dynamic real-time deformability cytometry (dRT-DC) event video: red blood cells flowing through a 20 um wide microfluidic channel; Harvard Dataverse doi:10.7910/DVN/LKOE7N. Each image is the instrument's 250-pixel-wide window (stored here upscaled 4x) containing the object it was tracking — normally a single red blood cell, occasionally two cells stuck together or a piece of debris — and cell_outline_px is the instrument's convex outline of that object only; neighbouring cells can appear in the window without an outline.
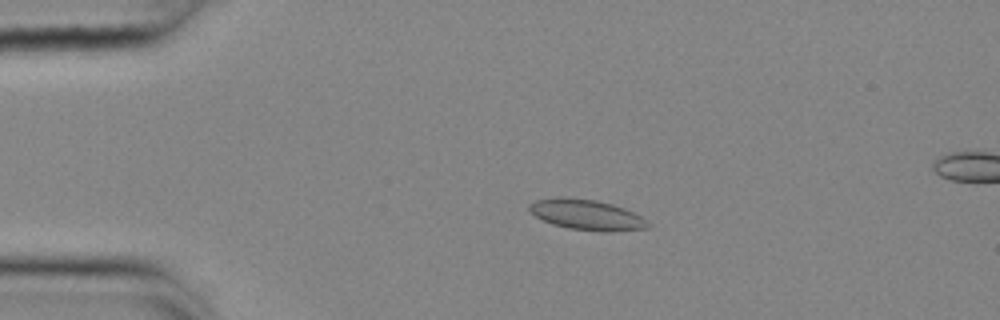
{"species": "common noctule bat (a hibernating species)", "species_latin": "Nyctalus noctula", "temperature_condition": "cold", "stored_images_in_passage": 52, "camera_frame_rate_fps": 3000, "um_per_image_px": 0.085, "animal": {"sex": "female", "body_mass_g": 25.1}, "frame": {"image": 1, "passage_image": 8, "time_ms": 2.333, "image_size_px": [1000, 320], "cell_outline_px": [[652, 224], [648, 228], [612, 232], [600, 232], [568, 228], [552, 224], [536, 216], [528, 208], [528, 204], [536, 200], [560, 196], [564, 196], [596, 200], [612, 204], [624, 208], [640, 216]], "centroid_in_image_um": [49.88, 18.25], "position_along_channel_um": 35.1, "area_um2": 21.21}}
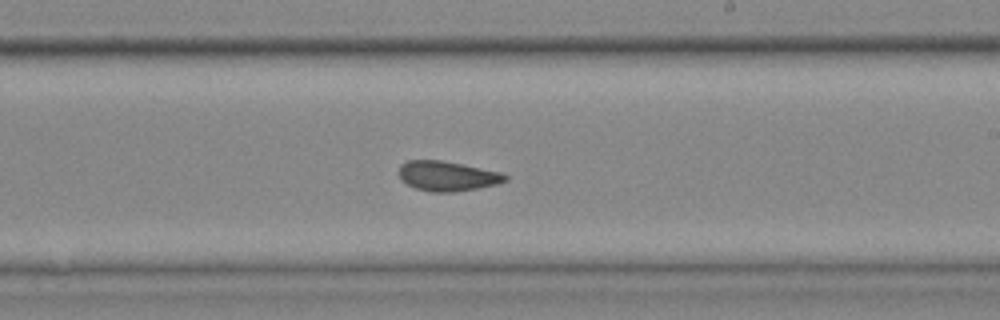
{"frame": {"image": 2, "passage_image": 29, "time_ms": 9.333, "image_size_px": [1000, 320], "cell_outline_px": [[508, 180], [496, 184], [476, 188], [452, 192], [432, 192], [416, 188], [400, 180], [400, 164], [408, 160], [440, 160], [500, 172], [508, 176]], "centroid_in_image_um": [38.0, 14.96], "position_along_channel_um": 251.0, "area_um2": 18.21}}
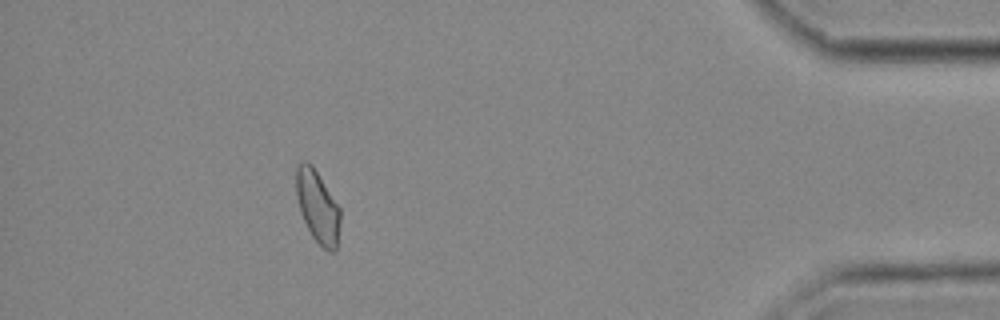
{"frame": {"image": 3, "passage_image": 46, "time_ms": 15.0, "image_size_px": [1000, 320], "cell_outline_px": [[340, 220], [336, 252], [328, 252], [312, 236], [300, 212], [296, 196], [296, 168], [304, 160], [312, 164], [340, 208]], "centroid_in_image_um": [27.0, 17.57], "position_along_channel_um": 408.2, "area_um2": 18.44}}